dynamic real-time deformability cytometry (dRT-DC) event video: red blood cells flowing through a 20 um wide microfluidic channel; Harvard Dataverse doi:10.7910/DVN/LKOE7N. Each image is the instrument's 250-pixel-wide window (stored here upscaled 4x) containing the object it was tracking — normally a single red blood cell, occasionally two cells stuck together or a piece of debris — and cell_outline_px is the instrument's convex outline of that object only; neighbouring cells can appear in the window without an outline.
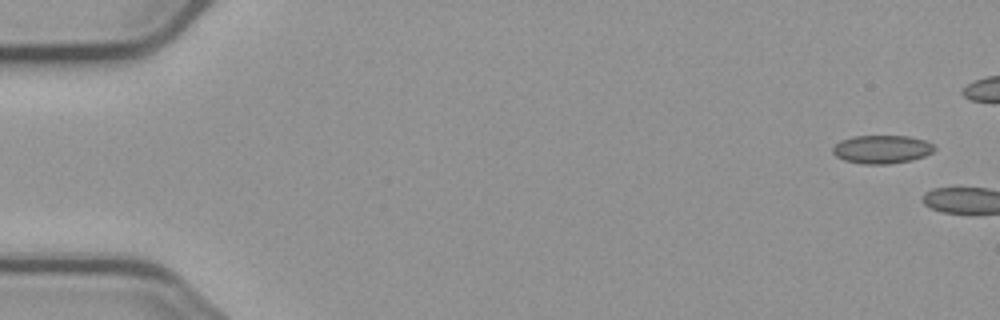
{"species": "common noctule bat (a hibernating species)", "species_latin": "Nyctalus noctula", "temperature_condition": "cold", "stored_images_in_passage": 4, "camera_frame_rate_fps": 3000, "um_per_image_px": 0.085, "animal": {"sex": "male", "body_mass_g": 23.1, "forearm_length_mm": 52.7}, "frame": {"image": 1, "passage_image": 1, "time_ms": 0.0, "image_size_px": [1000, 320], "cell_outline_px": [[936, 148], [932, 152], [924, 156], [912, 160], [888, 164], [864, 164], [844, 160], [836, 156], [832, 152], [832, 148], [840, 140], [852, 136], [908, 136], [924, 140], [932, 144]], "centroid_in_image_um": [74.94, 12.69], "position_along_channel_um": 10.1, "area_um2": 16.76}}